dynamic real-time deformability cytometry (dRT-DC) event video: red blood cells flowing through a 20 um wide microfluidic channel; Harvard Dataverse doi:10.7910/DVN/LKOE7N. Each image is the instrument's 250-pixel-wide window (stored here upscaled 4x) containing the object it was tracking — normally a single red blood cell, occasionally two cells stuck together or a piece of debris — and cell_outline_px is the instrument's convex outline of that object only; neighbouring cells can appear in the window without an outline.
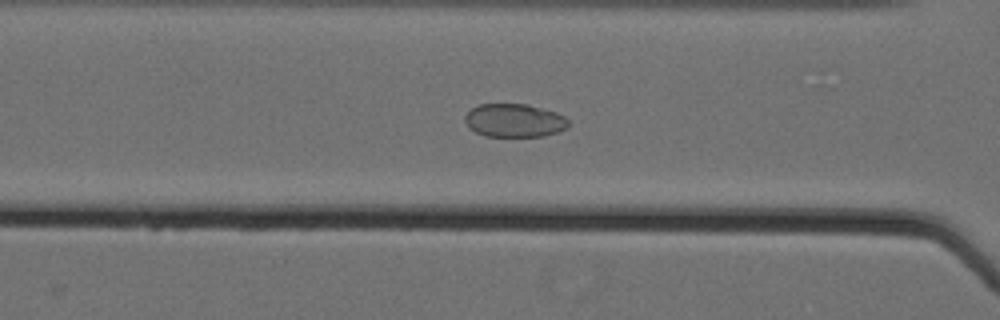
{"species": "Egyptian fruit bat (a non-hibernating species)", "species_latin": "Rousettus aegyptiacus", "temperature_condition": "cold", "stored_images_in_passage": 39, "camera_frame_rate_fps": 3000, "um_per_image_px": 0.085, "animal": {"sex": "female"}, "frame": {"image": 1, "passage_image": 8, "time_ms": 2.333, "image_size_px": [1000, 320], "cell_outline_px": [[568, 124], [564, 128], [556, 132], [544, 136], [484, 136], [468, 128], [464, 120], [464, 116], [472, 108], [480, 104], [528, 104], [544, 108], [556, 112], [564, 116], [568, 120]], "centroid_in_image_um": [43.69, 10.23], "position_along_channel_um": 122.9, "area_um2": 20.11}}
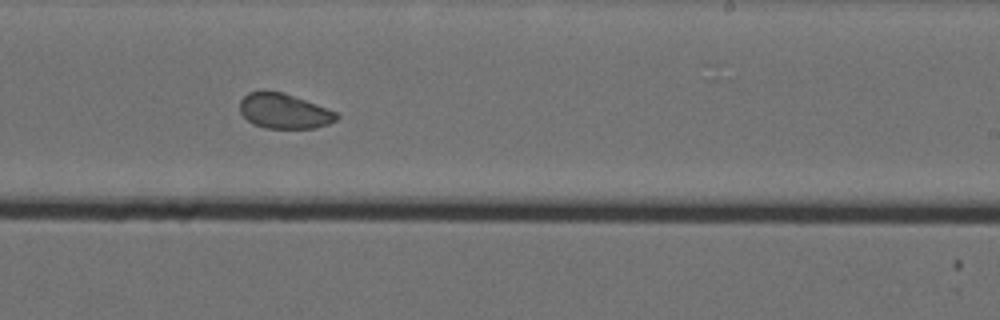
{"frame": {"image": 2, "passage_image": 20, "time_ms": 6.333, "image_size_px": [1000, 320], "cell_outline_px": [[340, 116], [336, 120], [328, 124], [316, 128], [264, 128], [252, 124], [240, 112], [240, 100], [248, 92], [284, 92], [316, 104], [336, 112]], "centroid_in_image_um": [24.15, 9.46], "position_along_channel_um": 264.9, "area_um2": 19.59}}
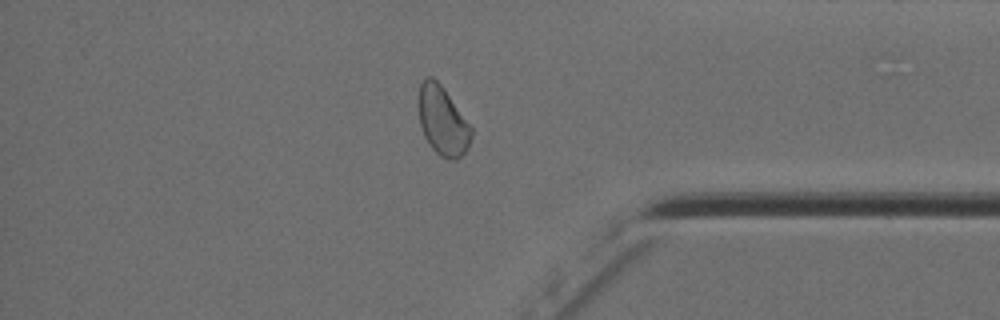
{"frame": {"image": 3, "passage_image": 32, "time_ms": 10.333, "image_size_px": [1000, 320], "cell_outline_px": [[472, 136], [468, 148], [456, 160], [448, 160], [440, 156], [432, 148], [424, 136], [420, 124], [420, 84], [428, 76], [432, 76], [444, 88], [472, 128]], "centroid_in_image_um": [37.65, 10.31], "position_along_channel_um": 397.6, "area_um2": 20.81}, "authors_computed_cell_mechanics": {"area_um2": 20.808, "velocity_mm_per_s": 3.5569, "shape_relaxation_time_tau1_ms": null, "shape_relaxation_time_tau2_ms": 2.4386, "deformation_change_tau1": null, "deformation_change_tau2": 0.0582}}